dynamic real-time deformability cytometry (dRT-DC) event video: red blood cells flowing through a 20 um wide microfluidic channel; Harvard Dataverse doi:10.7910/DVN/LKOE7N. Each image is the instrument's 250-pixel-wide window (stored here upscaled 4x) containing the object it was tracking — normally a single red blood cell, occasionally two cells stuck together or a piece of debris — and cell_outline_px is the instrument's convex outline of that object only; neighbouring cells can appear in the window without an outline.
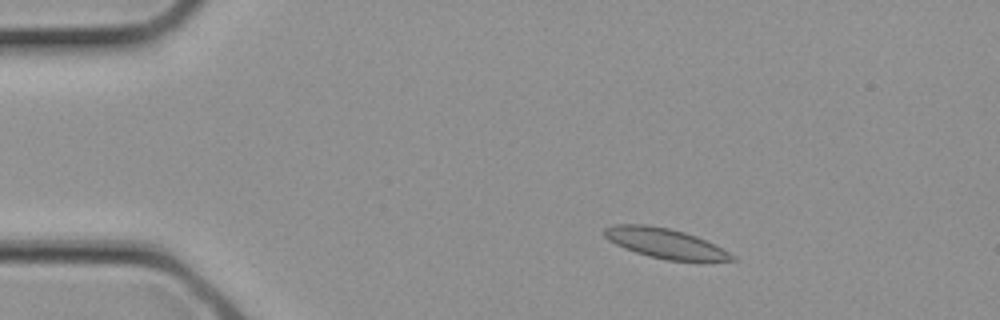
{"species": "common noctule bat (a hibernating species)", "species_latin": "Nyctalus noctula", "temperature_condition": "cold", "stored_images_in_passage": 13, "camera_frame_rate_fps": 3000, "um_per_image_px": 0.085, "animal": {"sex": "female", "body_mass_g": 21.9}, "frame": {"image": 1, "passage_image": 4, "time_ms": 1.0, "image_size_px": [1000, 320], "cell_outline_px": [[736, 260], [668, 260], [648, 256], [624, 248], [608, 240], [604, 236], [604, 228], [612, 224], [648, 224], [668, 228], [684, 232], [696, 236], [736, 256]], "centroid_in_image_um": [56.45, 20.65], "position_along_channel_um": 28.5, "area_um2": 21.85}}
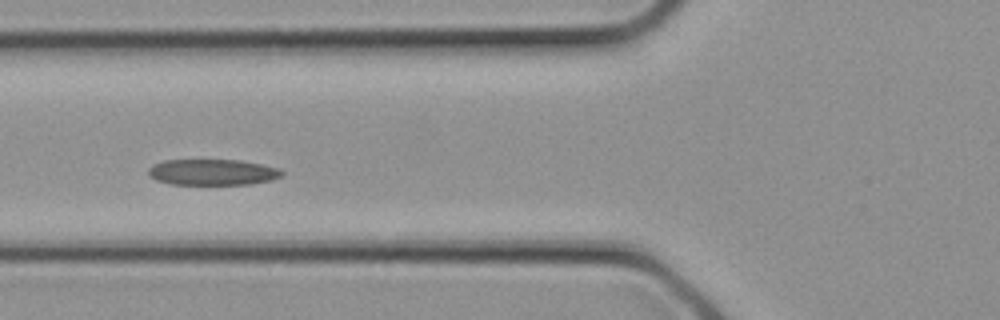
{"frame": {"image": 2, "passage_image": 10, "time_ms": 3.0, "image_size_px": [1000, 320], "cell_outline_px": [[284, 172], [280, 176], [272, 180], [252, 184], [172, 184], [156, 180], [148, 176], [148, 168], [152, 164], [164, 160], [240, 160], [280, 168]], "centroid_in_image_um": [18.05, 14.63], "position_along_channel_um": 107.8, "area_um2": 20.29}}
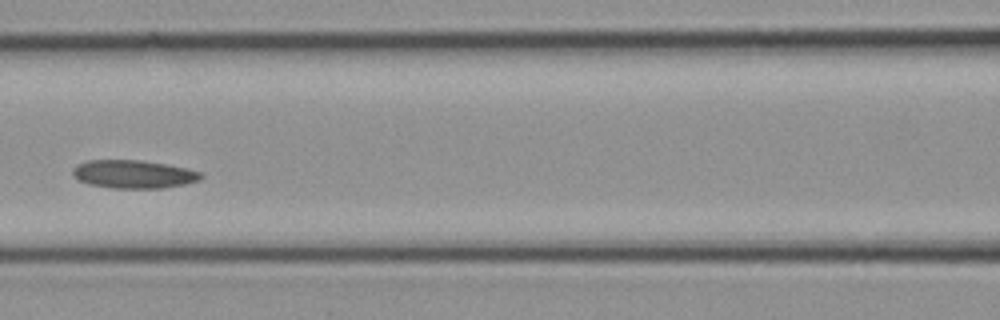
{"frame": {"image": 3, "passage_image": 12, "time_ms": 3.667, "image_size_px": [1000, 320], "cell_outline_px": [[204, 176], [200, 180], [184, 184], [160, 188], [112, 188], [88, 184], [72, 176], [72, 168], [76, 164], [88, 160], [144, 160], [188, 168], [200, 172]], "centroid_in_image_um": [11.33, 14.79], "position_along_channel_um": 155.3, "area_um2": 21.21}}